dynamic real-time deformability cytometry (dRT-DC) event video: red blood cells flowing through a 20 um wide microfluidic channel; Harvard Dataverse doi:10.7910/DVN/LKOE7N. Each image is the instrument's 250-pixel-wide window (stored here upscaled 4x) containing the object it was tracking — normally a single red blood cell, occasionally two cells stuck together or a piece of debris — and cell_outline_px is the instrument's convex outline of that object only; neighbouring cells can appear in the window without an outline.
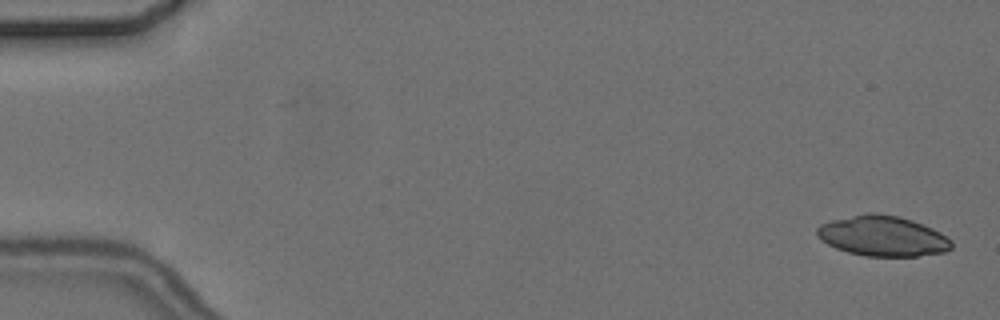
{"species": "common noctule bat (a hibernating species)", "species_latin": "Nyctalus noctula", "temperature_condition": "cold", "stored_images_in_passage": 8, "camera_frame_rate_fps": 3000, "um_per_image_px": 0.085, "animal": {"sex": "female", "body_mass_g": 24.6, "forearm_length_mm": 56.2}, "frame": {"image": 1, "passage_image": 1, "time_ms": 0.0, "image_size_px": [1000, 320], "cell_outline_px": [[952, 248], [944, 252], [916, 256], [864, 256], [848, 252], [836, 248], [828, 244], [816, 236], [816, 228], [820, 224], [832, 220], [868, 212], [876, 212], [900, 216], [912, 220], [932, 228], [940, 232], [952, 240]], "centroid_in_image_um": [75.02, 20.05], "position_along_channel_um": 10.0, "area_um2": 31.73}}